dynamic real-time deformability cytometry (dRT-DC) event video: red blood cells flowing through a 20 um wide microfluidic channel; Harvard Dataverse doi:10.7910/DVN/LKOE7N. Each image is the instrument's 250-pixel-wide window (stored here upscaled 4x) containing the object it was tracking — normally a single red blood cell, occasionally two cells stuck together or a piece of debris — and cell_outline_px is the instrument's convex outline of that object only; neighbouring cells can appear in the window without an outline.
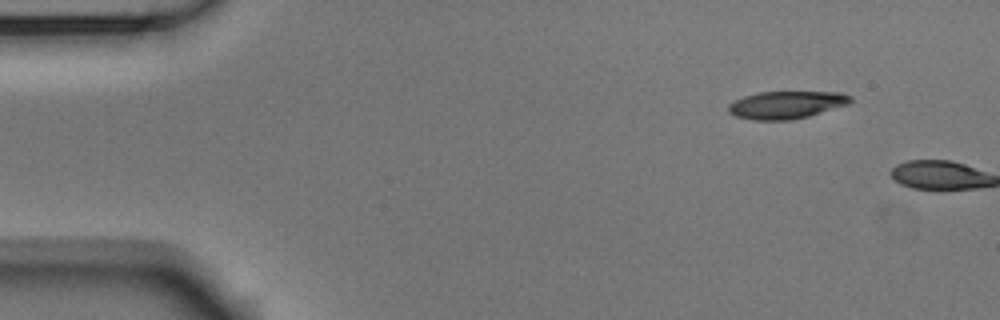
{"species": "Egyptian fruit bat (a non-hibernating species)", "species_latin": "Rousettus aegyptiacus", "temperature_condition": "room temperature", "stored_images_in_passage": 2, "camera_frame_rate_fps": 3000, "um_per_image_px": 0.085, "animal": {"sex": "male"}, "frame": {"image": 1, "passage_image": 1, "time_ms": 0.0, "image_size_px": [1000, 320], "cell_outline_px": [[852, 100], [848, 104], [808, 116], [788, 120], [756, 120], [736, 116], [728, 112], [728, 104], [744, 96], [760, 92], [844, 92], [852, 96]], "centroid_in_image_um": [66.85, 8.9], "position_along_channel_um": 18.1, "area_um2": 19.48}}